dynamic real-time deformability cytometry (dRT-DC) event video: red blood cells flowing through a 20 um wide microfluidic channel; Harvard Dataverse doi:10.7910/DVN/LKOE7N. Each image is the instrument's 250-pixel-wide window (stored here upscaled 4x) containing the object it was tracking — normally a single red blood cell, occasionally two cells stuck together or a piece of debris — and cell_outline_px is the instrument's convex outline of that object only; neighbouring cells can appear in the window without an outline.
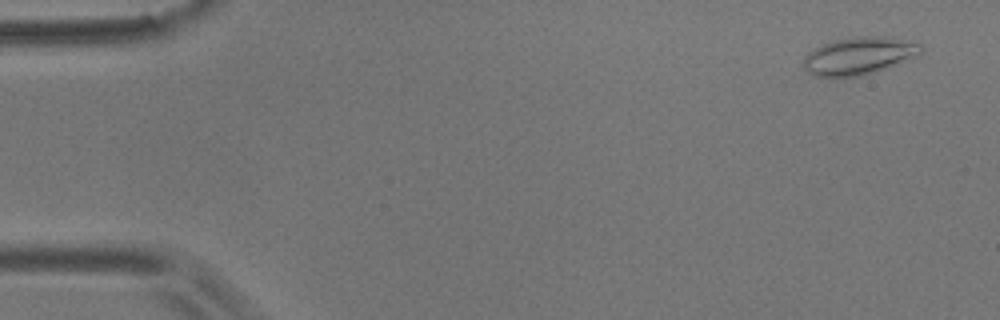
{"species": "common noctule bat (a hibernating species)", "species_latin": "Nyctalus noctula", "temperature_condition": "room temperature", "stored_images_in_passage": 5, "camera_frame_rate_fps": 3000, "um_per_image_px": 0.085, "animal": {"sex": "male", "body_mass_g": 17.9}, "frame": {"image": 1, "passage_image": 1, "time_ms": 0.0, "image_size_px": [1000, 320], "cell_outline_px": [[924, 48], [920, 56], [888, 68], [860, 76], [816, 76], [808, 72], [804, 68], [804, 56], [808, 52], [824, 44], [836, 40], [856, 36], [884, 36], [908, 40], [920, 44]], "centroid_in_image_um": [73.09, 4.74], "position_along_channel_um": 11.9, "area_um2": 25.78}}